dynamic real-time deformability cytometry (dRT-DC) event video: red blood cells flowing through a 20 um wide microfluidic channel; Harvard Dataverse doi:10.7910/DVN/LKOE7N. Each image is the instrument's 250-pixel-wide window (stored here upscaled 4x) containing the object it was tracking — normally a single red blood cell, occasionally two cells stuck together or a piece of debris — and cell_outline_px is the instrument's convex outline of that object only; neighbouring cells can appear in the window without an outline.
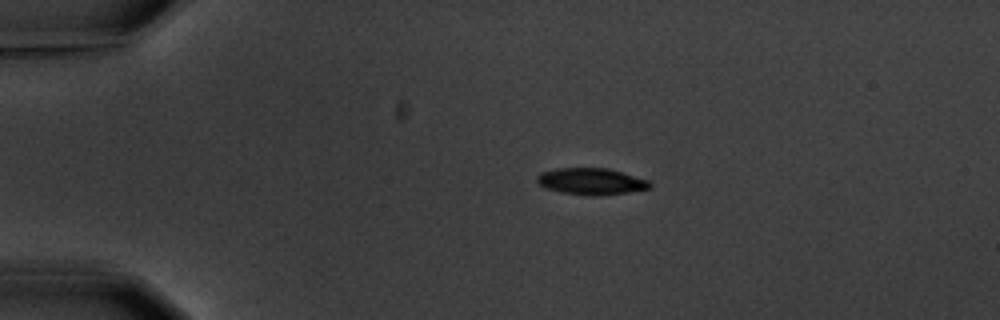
{"species": "common noctule bat (a hibernating species)", "species_latin": "Nyctalus noctula", "temperature_condition": "warm", "stored_images_in_passage": 6, "camera_frame_rate_fps": 3000, "um_per_image_px": 0.085, "animal": {"sex": "male", "body_mass_g": 20.1, "forearm_length_mm": 53.5}, "frame": {"image": 1, "passage_image": 3, "time_ms": 2.333, "image_size_px": [1000, 320], "cell_outline_px": [[652, 188], [628, 192], [600, 196], [588, 196], [564, 192], [544, 188], [536, 180], [536, 176], [540, 172], [556, 168], [608, 168], [648, 180], [652, 184]], "centroid_in_image_um": [50.25, 15.42], "position_along_channel_um": 34.8, "area_um2": 17.57}}
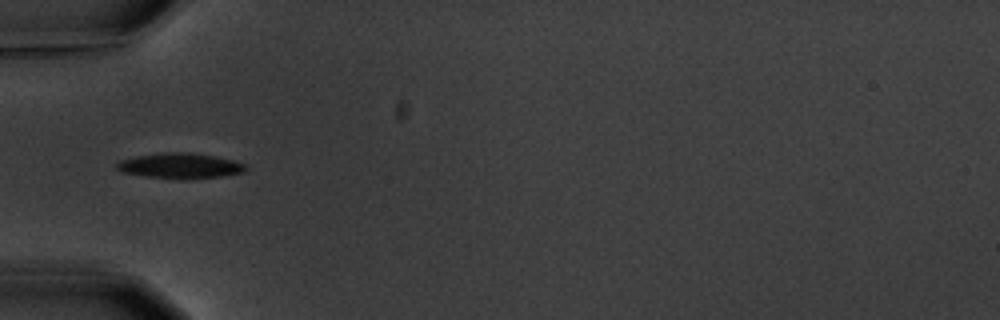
{"frame": {"image": 2, "passage_image": 5, "time_ms": 4.667, "image_size_px": [1000, 320], "cell_outline_px": [[248, 168], [244, 172], [220, 176], [184, 180], [180, 180], [148, 176], [124, 172], [116, 168], [116, 164], [120, 160], [136, 156], [164, 152], [188, 152], [236, 160], [244, 164]], "centroid_in_image_um": [15.33, 14.09], "position_along_channel_um": 69.7, "area_um2": 19.02}}
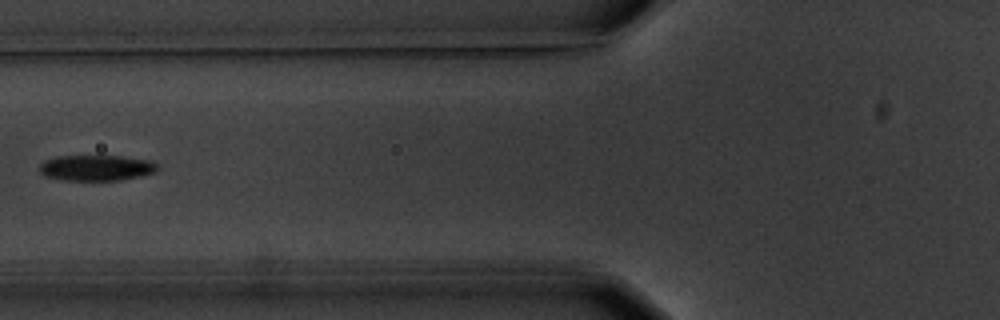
{"frame": {"image": 3, "passage_image": 6, "time_ms": 6.0, "image_size_px": [1000, 320], "cell_outline_px": [[160, 168], [156, 172], [140, 176], [120, 180], [64, 180], [44, 176], [40, 172], [40, 164], [44, 160], [56, 156], [120, 156], [152, 160]], "centroid_in_image_um": [8.2, 14.26], "position_along_channel_um": 117.6, "area_um2": 17.8}}